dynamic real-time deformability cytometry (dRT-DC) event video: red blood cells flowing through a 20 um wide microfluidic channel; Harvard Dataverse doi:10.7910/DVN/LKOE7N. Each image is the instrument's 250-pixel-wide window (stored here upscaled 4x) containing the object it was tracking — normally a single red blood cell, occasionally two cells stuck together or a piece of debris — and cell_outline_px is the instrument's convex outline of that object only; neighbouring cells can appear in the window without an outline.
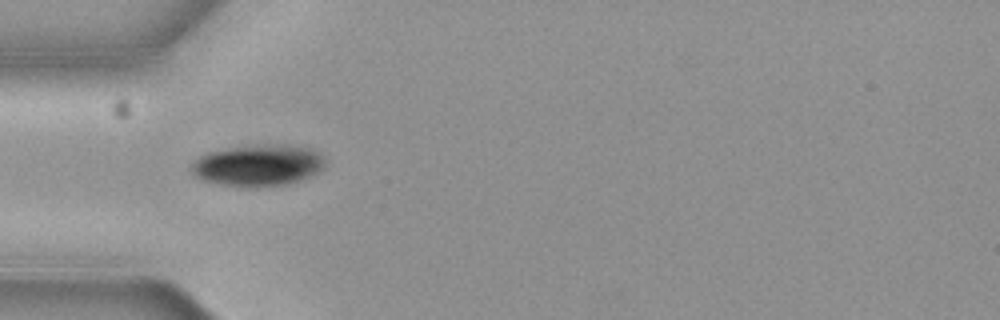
{"species": "common noctule bat (a hibernating species)", "species_latin": "Nyctalus noctula", "temperature_condition": "cold", "stored_images_in_passage": 2, "camera_frame_rate_fps": 3000, "um_per_image_px": 0.085, "animal": {"sex": "female", "body_mass_g": 19.3, "forearm_length_mm": 54.1}, "frame": {"image": 1, "passage_image": 1, "time_ms": 0.0, "image_size_px": [1000, 320], "cell_outline_px": [[324, 168], [320, 172], [300, 180], [288, 184], [220, 184], [204, 180], [196, 176], [192, 172], [192, 164], [200, 156], [208, 152], [228, 148], [252, 144], [276, 144], [308, 148], [316, 152], [324, 160]], "centroid_in_image_um": [21.95, 14.0], "position_along_channel_um": 63.0, "area_um2": 31.33}}
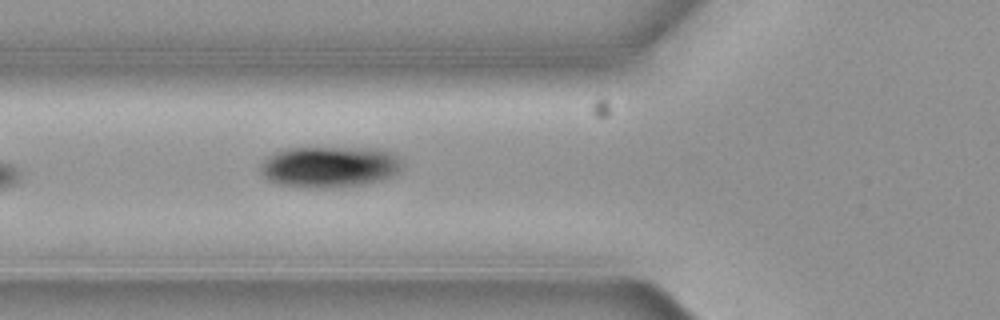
{"frame": {"image": 2, "passage_image": 2, "time_ms": 0.333, "image_size_px": [1000, 320], "cell_outline_px": [[400, 172], [392, 176], [380, 180], [364, 184], [324, 188], [316, 188], [276, 184], [268, 180], [260, 172], [260, 164], [264, 156], [272, 152], [284, 148], [380, 148], [392, 152], [400, 160]], "centroid_in_image_um": [27.95, 14.16], "position_along_channel_um": 97.9, "area_um2": 34.39}}